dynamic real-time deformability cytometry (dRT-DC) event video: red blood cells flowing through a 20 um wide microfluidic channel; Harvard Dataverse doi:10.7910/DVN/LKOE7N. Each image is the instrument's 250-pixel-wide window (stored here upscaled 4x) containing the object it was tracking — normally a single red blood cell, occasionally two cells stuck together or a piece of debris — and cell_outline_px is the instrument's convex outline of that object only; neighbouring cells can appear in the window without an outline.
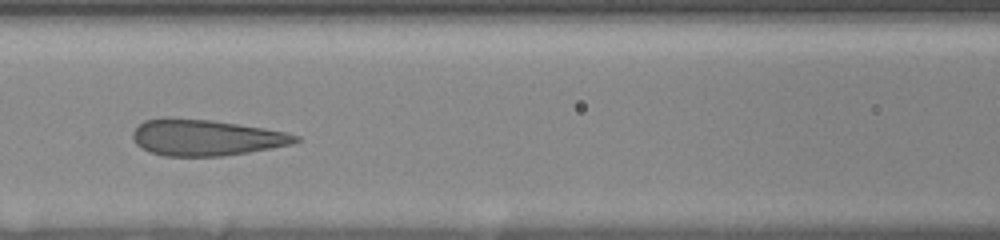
{"species": "human", "species_latin": "Homo sapiens", "temperature_condition": "room temperature", "stored_images_in_passage": 12, "camera_frame_rate_fps": 3000, "um_per_image_px": 0.085, "donor": {"sex": "female"}, "frame": {"image": 1, "passage_image": 9, "time_ms": 2.667, "image_size_px": [1000, 240], "cell_outline_px": [[300, 140], [292, 144], [272, 148], [224, 156], [164, 156], [148, 152], [140, 148], [136, 144], [132, 136], [132, 132], [144, 120], [164, 116], [168, 116], [212, 120], [264, 128], [288, 132], [300, 136]], "centroid_in_image_um": [17.47, 11.68], "position_along_channel_um": 149.1, "area_um2": 34.8}}